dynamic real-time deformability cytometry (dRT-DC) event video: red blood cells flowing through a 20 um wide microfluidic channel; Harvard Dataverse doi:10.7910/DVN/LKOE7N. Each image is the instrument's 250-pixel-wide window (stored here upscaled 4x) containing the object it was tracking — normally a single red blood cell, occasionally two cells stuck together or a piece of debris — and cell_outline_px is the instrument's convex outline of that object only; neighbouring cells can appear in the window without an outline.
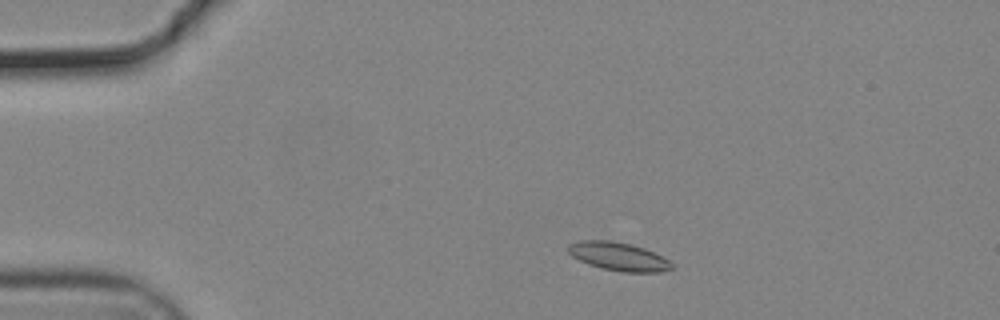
{"species": "common noctule bat (a hibernating species)", "species_latin": "Nyctalus noctula", "temperature_condition": "cold", "stored_images_in_passage": 48, "camera_frame_rate_fps": 3000, "um_per_image_px": 0.085, "animal": {"sex": "male", "body_mass_g": 19.2, "forearm_length_mm": 51.8}, "frame": {"image": 1, "passage_image": 6, "time_ms": 1.667, "image_size_px": [1000, 320], "cell_outline_px": [[672, 268], [660, 272], [624, 272], [604, 268], [588, 264], [572, 256], [568, 252], [568, 244], [580, 240], [608, 240], [628, 244], [644, 248], [668, 260], [672, 264]], "centroid_in_image_um": [52.53, 21.79], "position_along_channel_um": 32.5, "area_um2": 16.76}}
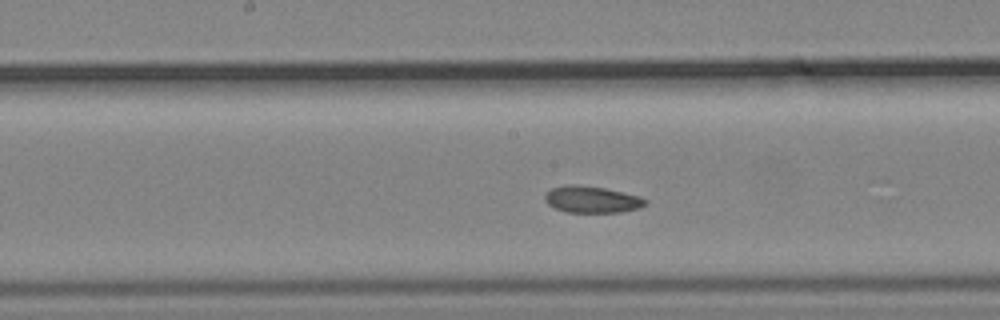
{"frame": {"image": 2, "passage_image": 24, "time_ms": 7.667, "image_size_px": [1000, 320], "cell_outline_px": [[648, 204], [640, 208], [620, 212], [568, 212], [556, 208], [548, 204], [544, 200], [544, 196], [552, 188], [568, 184], [576, 184], [604, 188], [640, 196], [648, 200]], "centroid_in_image_um": [50.34, 16.95], "position_along_channel_um": 197.9, "area_um2": 15.61}}
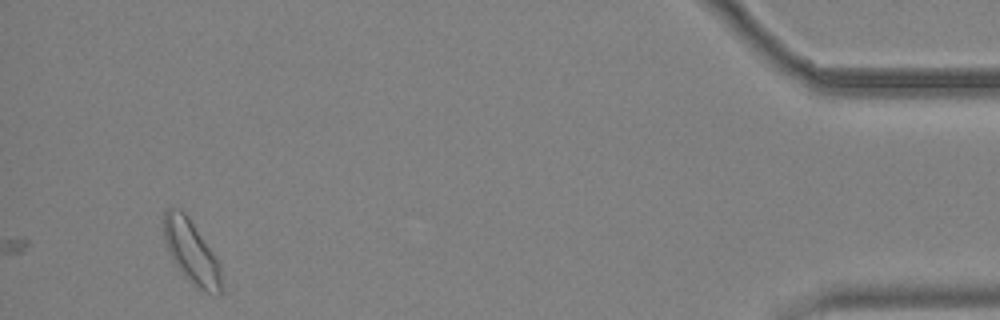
{"frame": {"image": 3, "passage_image": 48, "time_ms": 15.667, "image_size_px": [1000, 320], "cell_outline_px": [[220, 296], [216, 296], [204, 292], [196, 288], [180, 272], [172, 260], [168, 252], [164, 240], [164, 212], [168, 208], [180, 208], [188, 216], [220, 264]], "centroid_in_image_um": [16.24, 21.44], "position_along_channel_um": 419.0, "area_um2": 21.21}, "authors_computed_cell_mechanics": {"area_um2": 16.0684, "velocity_mm_per_s": 3.6729, "shape_relaxation_time_tau1_ms": null, "shape_relaxation_time_tau2_ms": 7.6957, "deformation_change_tau1": null, "deformation_change_tau2": 0.1297}}